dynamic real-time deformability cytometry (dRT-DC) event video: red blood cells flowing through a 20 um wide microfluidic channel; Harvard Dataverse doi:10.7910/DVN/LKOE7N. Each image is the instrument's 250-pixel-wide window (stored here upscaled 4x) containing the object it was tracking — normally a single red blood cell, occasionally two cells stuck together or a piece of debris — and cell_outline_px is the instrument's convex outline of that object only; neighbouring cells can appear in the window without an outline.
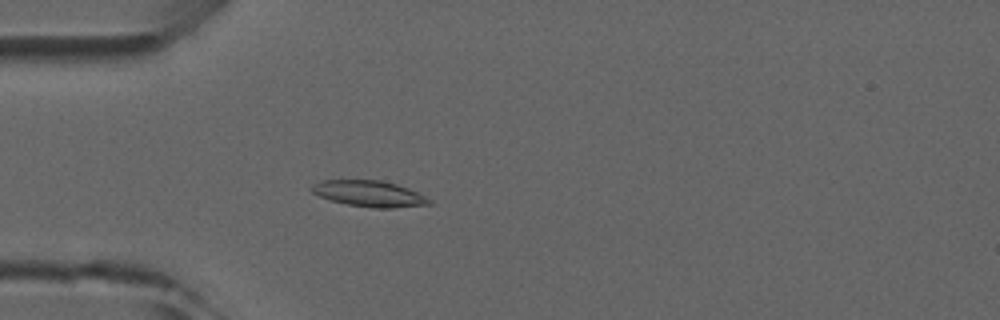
{"species": "common noctule bat (a hibernating species)", "species_latin": "Nyctalus noctula", "temperature_condition": "room temperature", "stored_images_in_passage": 4, "camera_frame_rate_fps": 3000, "um_per_image_px": 0.085, "animal": {"sex": "male", "forearm_length_mm": 52.5}, "frame": {"image": 1, "passage_image": 4, "time_ms": 3.333, "image_size_px": [1000, 320], "cell_outline_px": [[432, 204], [392, 208], [372, 208], [348, 204], [332, 200], [320, 196], [312, 192], [308, 188], [312, 184], [324, 180], [380, 180], [396, 184], [408, 188], [432, 200]], "centroid_in_image_um": [31.37, 16.46], "position_along_channel_um": 53.6, "area_um2": 17.74}}